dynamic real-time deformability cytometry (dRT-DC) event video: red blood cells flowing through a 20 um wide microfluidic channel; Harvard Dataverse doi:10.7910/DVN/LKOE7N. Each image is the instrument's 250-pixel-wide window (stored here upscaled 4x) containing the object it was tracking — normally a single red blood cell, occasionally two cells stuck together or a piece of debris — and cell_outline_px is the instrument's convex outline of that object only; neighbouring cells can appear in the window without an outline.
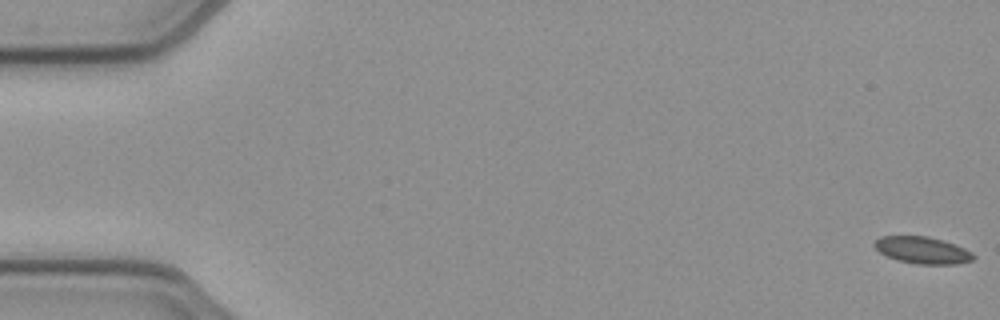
{"species": "common noctule bat (a hibernating species)", "species_latin": "Nyctalus noctula", "temperature_condition": "cold", "stored_images_in_passage": 53, "camera_frame_rate_fps": 3000, "um_per_image_px": 0.085, "animal": {"sex": "female", "body_mass_g": 21.9}, "frame": {"image": 1, "passage_image": 1, "time_ms": 0.0, "image_size_px": [1000, 320], "cell_outline_px": [[976, 256], [972, 260], [956, 264], [916, 264], [896, 260], [880, 252], [872, 244], [880, 236], [928, 236], [944, 240], [964, 248], [972, 252]], "centroid_in_image_um": [78.41, 21.26], "position_along_channel_um": 6.6, "area_um2": 15.55}}
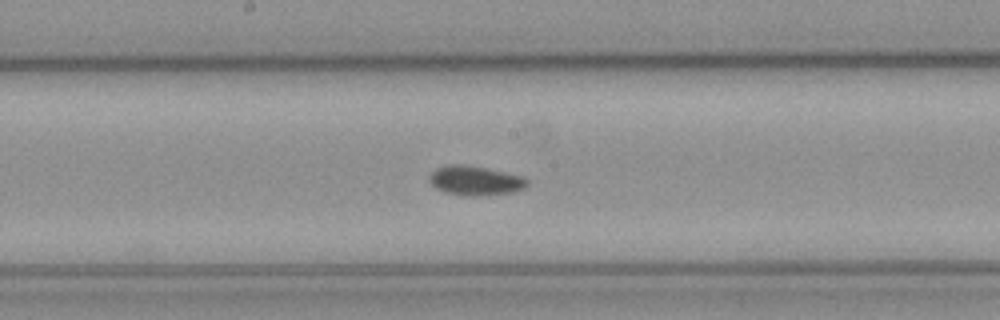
{"frame": {"image": 2, "passage_image": 28, "time_ms": 9.0, "image_size_px": [1000, 320], "cell_outline_px": [[528, 184], [524, 188], [512, 192], [476, 196], [472, 196], [444, 192], [436, 188], [428, 180], [428, 176], [436, 168], [448, 164], [464, 164], [488, 168], [524, 176], [528, 180]], "centroid_in_image_um": [40.39, 15.33], "position_along_channel_um": 207.8, "area_um2": 16.88}}
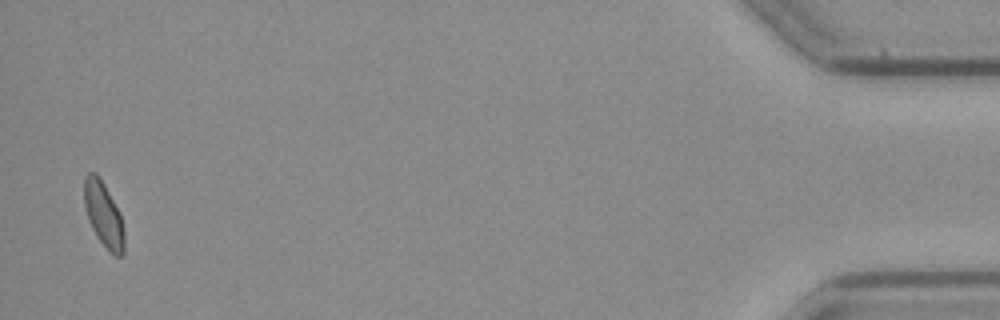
{"frame": {"image": 3, "passage_image": 52, "time_ms": 17.0, "image_size_px": [1000, 320], "cell_outline_px": [[124, 252], [120, 256], [116, 256], [96, 236], [88, 220], [84, 204], [84, 176], [88, 172], [96, 172], [100, 176], [120, 212], [124, 228]], "centroid_in_image_um": [8.8, 18.17], "position_along_channel_um": 426.4, "area_um2": 15.2}, "authors_computed_cell_mechanics": {"area_um2": 15.7216, "velocity_mm_per_s": 3.9097, "shape_relaxation_time_tau1_ms": 6.366, "shape_relaxation_time_tau2_ms": null, "deformation_change_tau1": 0.1051, "deformation_change_tau2": null}}